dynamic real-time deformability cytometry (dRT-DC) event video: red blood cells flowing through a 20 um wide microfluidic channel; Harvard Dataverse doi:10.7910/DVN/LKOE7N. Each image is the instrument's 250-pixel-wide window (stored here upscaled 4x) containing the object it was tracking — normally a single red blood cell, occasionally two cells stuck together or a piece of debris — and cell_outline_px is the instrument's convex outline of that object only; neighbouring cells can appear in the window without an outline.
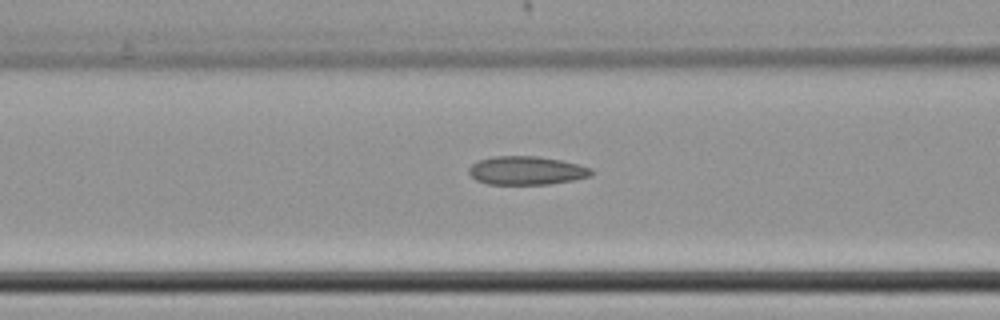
{"species": "common noctule bat (a hibernating species)", "species_latin": "Nyctalus noctula", "temperature_condition": "cold", "stored_images_in_passage": 7, "camera_frame_rate_fps": 3000, "um_per_image_px": 0.085, "animal": {"sex": "female", "body_mass_g": 22.7, "forearm_length_mm": 54.2}, "frame": {"image": 1, "passage_image": 5, "time_ms": 1.333, "image_size_px": [1000, 320], "cell_outline_px": [[592, 176], [576, 180], [548, 184], [488, 184], [476, 180], [468, 172], [468, 168], [472, 164], [480, 160], [492, 156], [536, 156], [560, 160], [592, 168]], "centroid_in_image_um": [44.76, 14.5], "position_along_channel_um": 121.8, "area_um2": 20.35}}